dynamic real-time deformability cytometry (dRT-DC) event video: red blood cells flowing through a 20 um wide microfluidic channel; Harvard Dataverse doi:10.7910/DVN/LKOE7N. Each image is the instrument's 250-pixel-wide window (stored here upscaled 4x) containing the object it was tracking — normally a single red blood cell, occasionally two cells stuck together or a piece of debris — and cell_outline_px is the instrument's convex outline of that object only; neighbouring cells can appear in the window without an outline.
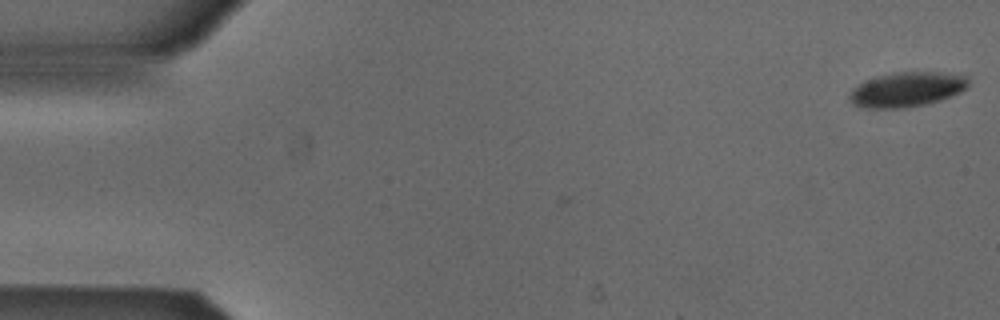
{"species": "Egyptian fruit bat (a non-hibernating species)", "species_latin": "Rousettus aegyptiacus", "temperature_condition": "cold", "stored_images_in_passage": 2, "camera_frame_rate_fps": 3000, "um_per_image_px": 0.085, "animal": {"sex": "male"}, "frame": {"image": 1, "passage_image": 2, "time_ms": 0.333, "image_size_px": [1000, 320], "cell_outline_px": [[968, 88], [960, 92], [940, 100], [924, 104], [900, 108], [868, 108], [852, 104], [848, 96], [852, 88], [864, 80], [880, 76], [900, 72], [932, 72], [964, 76], [968, 80]], "centroid_in_image_um": [77.03, 7.61], "position_along_channel_um": 8.0, "area_um2": 23.7}}